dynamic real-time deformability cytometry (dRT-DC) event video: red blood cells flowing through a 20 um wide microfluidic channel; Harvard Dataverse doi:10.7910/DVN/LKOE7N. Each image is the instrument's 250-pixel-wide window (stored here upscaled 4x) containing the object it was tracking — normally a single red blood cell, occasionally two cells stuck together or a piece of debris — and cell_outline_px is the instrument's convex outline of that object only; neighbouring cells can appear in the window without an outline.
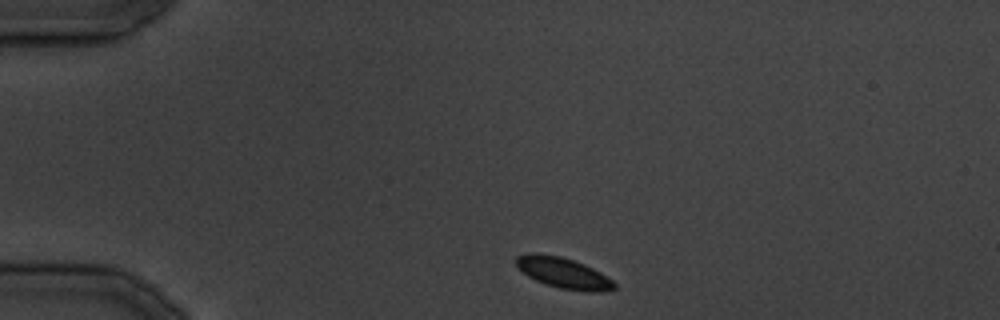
{"species": "common noctule bat (a hibernating species)", "species_latin": "Nyctalus noctula", "temperature_condition": "cold", "stored_images_in_passage": 30, "segment_of_instrument_passage": [1, 2], "camera_frame_rate_fps": 3000, "um_per_image_px": 0.085, "animal": {"sex": "male", "body_mass_g": 19.5, "forearm_length_mm": 54.6}, "frame": {"image": 1, "passage_image": 1, "time_ms": 0.0, "image_size_px": [1000, 320], "cell_outline_px": [[616, 288], [604, 292], [584, 292], [560, 288], [536, 280], [528, 276], [516, 264], [516, 256], [528, 252], [540, 252], [560, 256], [584, 264], [600, 272], [612, 280], [616, 284]], "centroid_in_image_um": [47.9, 23.19], "position_along_channel_um": 37.1, "area_um2": 17.63}}
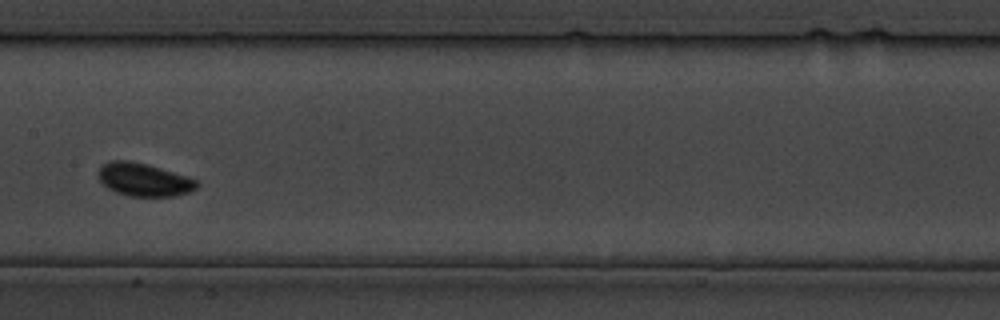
{"frame": {"image": 2, "passage_image": 12, "time_ms": 13.333, "image_size_px": [1000, 320], "cell_outline_px": [[200, 184], [196, 188], [188, 192], [172, 196], [128, 196], [116, 192], [108, 188], [100, 180], [96, 172], [108, 160], [128, 160], [160, 168], [188, 176], [196, 180]], "centroid_in_image_um": [12.21, 15.27], "position_along_channel_um": 195.2, "area_um2": 18.84}}
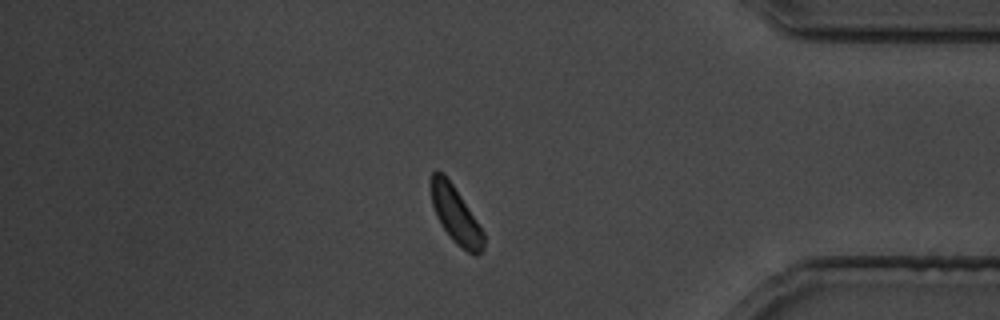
{"frame": {"image": 3, "passage_image": 24, "time_ms": 28.0, "image_size_px": [1000, 320], "cell_outline_px": [[484, 248], [476, 256], [468, 252], [456, 244], [452, 240], [436, 216], [432, 204], [432, 172], [436, 168], [452, 184], [484, 232]], "centroid_in_image_um": [38.75, 18.32], "position_along_channel_um": 396.5, "area_um2": 16.82}}